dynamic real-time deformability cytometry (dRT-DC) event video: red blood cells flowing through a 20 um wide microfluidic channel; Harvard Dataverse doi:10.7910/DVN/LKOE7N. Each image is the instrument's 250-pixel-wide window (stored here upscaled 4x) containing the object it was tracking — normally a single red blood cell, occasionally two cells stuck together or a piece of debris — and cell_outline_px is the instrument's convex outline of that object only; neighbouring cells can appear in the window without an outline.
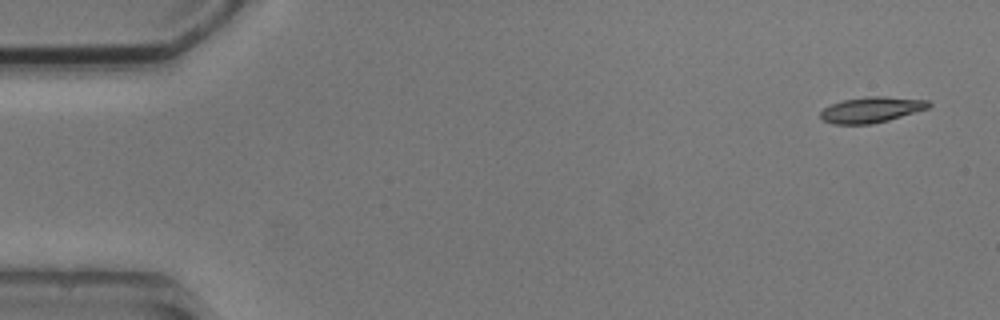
{"species": "common noctule bat (a hibernating species)", "species_latin": "Nyctalus noctula", "temperature_condition": "cold", "stored_images_in_passage": 4, "camera_frame_rate_fps": 3000, "um_per_image_px": 0.085, "animal": {"sex": "male", "body_mass_g": 20.5, "forearm_length_mm": 52.5}, "frame": {"image": 1, "passage_image": 1, "time_ms": 0.0, "image_size_px": [1000, 320], "cell_outline_px": [[932, 104], [928, 108], [888, 120], [872, 124], [832, 124], [824, 120], [820, 116], [820, 112], [824, 108], [832, 104], [844, 100], [864, 96], [884, 96], [928, 100]], "centroid_in_image_um": [74.07, 9.32], "position_along_channel_um": 10.9, "area_um2": 16.13}}
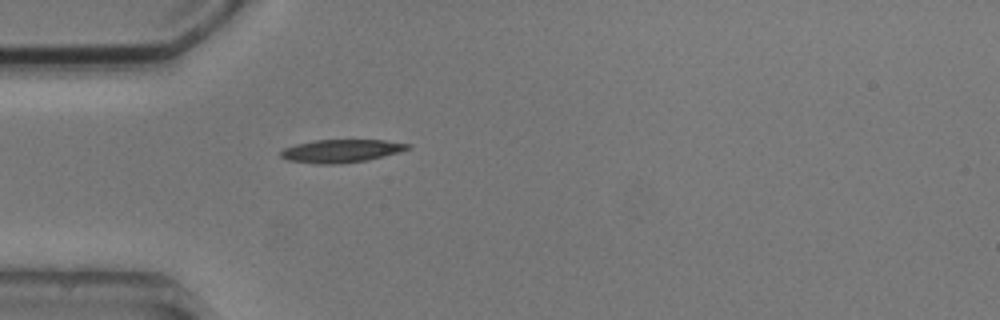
{"frame": {"image": 2, "passage_image": 4, "time_ms": 4.333, "image_size_px": [1000, 320], "cell_outline_px": [[412, 148], [368, 160], [340, 164], [320, 164], [288, 160], [280, 156], [280, 152], [284, 148], [296, 144], [312, 140], [384, 140], [412, 144]], "centroid_in_image_um": [29.01, 12.82], "position_along_channel_um": 56.0, "area_um2": 17.05}}